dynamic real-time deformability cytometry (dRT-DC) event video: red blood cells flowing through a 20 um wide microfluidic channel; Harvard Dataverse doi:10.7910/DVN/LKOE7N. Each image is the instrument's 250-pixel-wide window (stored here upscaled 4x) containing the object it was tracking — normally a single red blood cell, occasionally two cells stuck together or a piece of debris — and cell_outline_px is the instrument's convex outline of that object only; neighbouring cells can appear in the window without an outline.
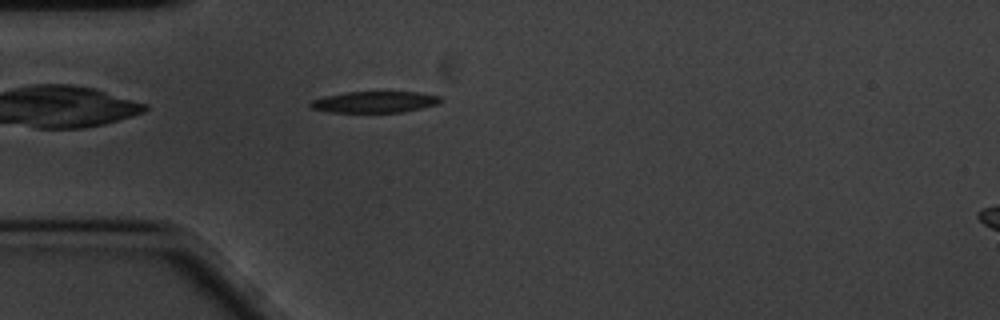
{"species": "common noctule bat (a hibernating species)", "species_latin": "Nyctalus noctula", "temperature_condition": "cold", "stored_images_in_passage": 46, "camera_frame_rate_fps": 3000, "um_per_image_px": 0.085, "animal": {"sex": "male", "body_mass_g": 20.1, "forearm_length_mm": 53.5}, "frame": {"image": 1, "passage_image": 3, "time_ms": 0.667, "image_size_px": [1000, 320], "cell_outline_px": [[444, 100], [436, 104], [404, 112], [328, 112], [308, 108], [308, 104], [312, 100], [324, 96], [344, 92], [420, 92], [440, 96]], "centroid_in_image_um": [31.8, 8.67], "position_along_channel_um": 53.2, "area_um2": 16.3}}
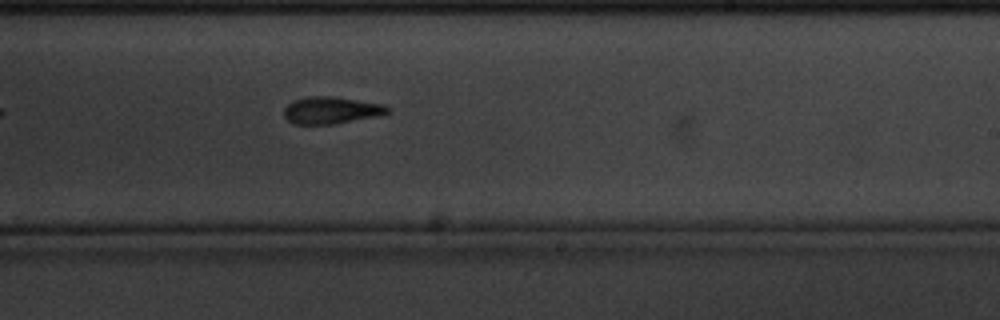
{"frame": {"image": 2, "passage_image": 22, "time_ms": 7.0, "image_size_px": [1000, 320], "cell_outline_px": [[392, 108], [384, 116], [332, 124], [292, 124], [284, 116], [284, 108], [292, 100], [308, 96], [336, 96], [384, 104]], "centroid_in_image_um": [28.2, 9.37], "position_along_channel_um": 260.8, "area_um2": 16.76}}
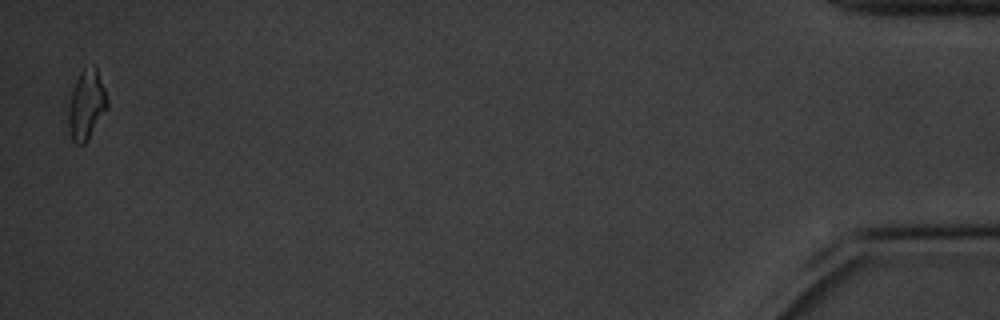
{"frame": {"image": 3, "passage_image": 45, "time_ms": 14.667, "image_size_px": [1000, 320], "cell_outline_px": [[108, 104], [88, 140], [80, 148], [72, 140], [68, 128], [68, 112], [72, 92], [76, 80], [80, 72], [84, 68], [96, 64], [108, 100]], "centroid_in_image_um": [7.34, 8.92], "position_along_channel_um": 427.9, "area_um2": 15.66}, "authors_computed_cell_mechanics": {"area_um2": 16.3285, "velocity_mm_per_s": 3.3746, "shape_relaxation_time_tau1_ms": 4.1576, "shape_relaxation_time_tau2_ms": 9.2735, "deformation_change_tau1": 0.1237, "deformation_change_tau2": 0.1899}}